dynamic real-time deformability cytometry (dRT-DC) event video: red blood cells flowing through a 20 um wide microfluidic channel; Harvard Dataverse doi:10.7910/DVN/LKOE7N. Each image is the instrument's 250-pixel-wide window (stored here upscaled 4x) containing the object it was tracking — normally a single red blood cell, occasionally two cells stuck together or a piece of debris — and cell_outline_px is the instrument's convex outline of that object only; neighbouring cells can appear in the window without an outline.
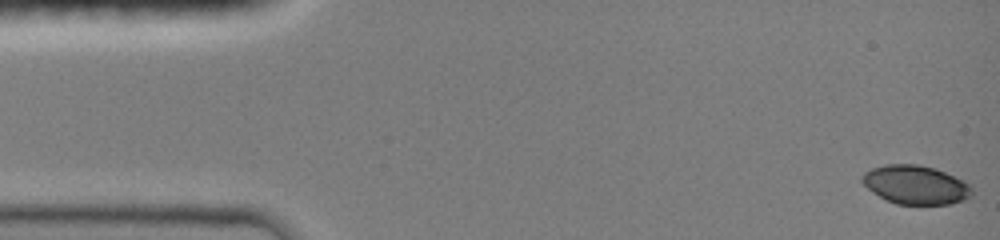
{"species": "common noctule bat (a hibernating species)", "species_latin": "Nyctalus noctula", "temperature_condition": "room temperature", "stored_images_in_passage": 26, "camera_frame_rate_fps": 3000, "um_per_image_px": 0.085, "animal": {"sex": "female", "body_mass_g": 19.0, "forearm_length_mm": 51.5}, "frame": {"image": 1, "passage_image": 1, "time_ms": 0.0, "image_size_px": [1000, 240], "cell_outline_px": [[972, 192], [968, 196], [960, 200], [948, 204], [896, 204], [880, 196], [868, 188], [860, 180], [864, 172], [872, 168], [888, 164], [916, 164], [932, 168], [944, 172], [968, 184], [972, 188]], "centroid_in_image_um": [77.77, 15.7], "position_along_channel_um": 7.2, "area_um2": 24.16}}
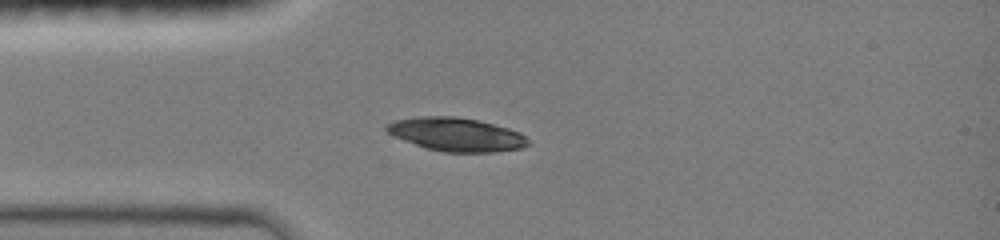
{"frame": {"image": 2, "passage_image": 20, "time_ms": 3.667, "image_size_px": [1000, 240], "cell_outline_px": [[528, 144], [520, 148], [492, 152], [444, 152], [428, 148], [404, 140], [388, 132], [384, 128], [388, 124], [396, 120], [416, 116], [456, 116], [476, 120], [508, 128], [520, 132], [528, 140]], "centroid_in_image_um": [38.78, 11.42], "position_along_channel_um": 46.2, "area_um2": 27.17}}
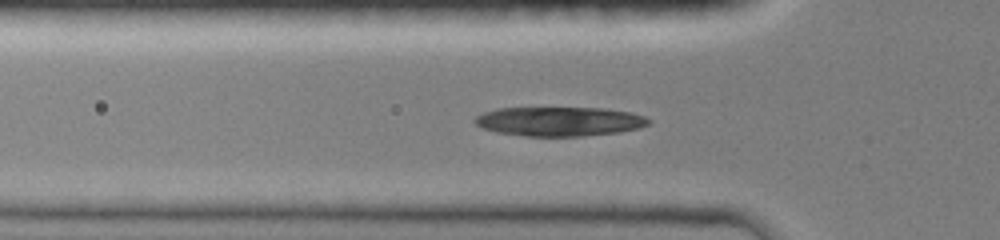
{"frame": {"image": 3, "passage_image": 23, "time_ms": 4.667, "image_size_px": [1000, 240], "cell_outline_px": [[652, 120], [648, 124], [636, 128], [616, 132], [580, 136], [524, 136], [496, 132], [484, 128], [476, 124], [472, 120], [476, 116], [484, 112], [496, 108], [604, 108], [628, 112], [644, 116]], "centroid_in_image_um": [47.5, 10.31], "position_along_channel_um": 78.3, "area_um2": 29.42}}